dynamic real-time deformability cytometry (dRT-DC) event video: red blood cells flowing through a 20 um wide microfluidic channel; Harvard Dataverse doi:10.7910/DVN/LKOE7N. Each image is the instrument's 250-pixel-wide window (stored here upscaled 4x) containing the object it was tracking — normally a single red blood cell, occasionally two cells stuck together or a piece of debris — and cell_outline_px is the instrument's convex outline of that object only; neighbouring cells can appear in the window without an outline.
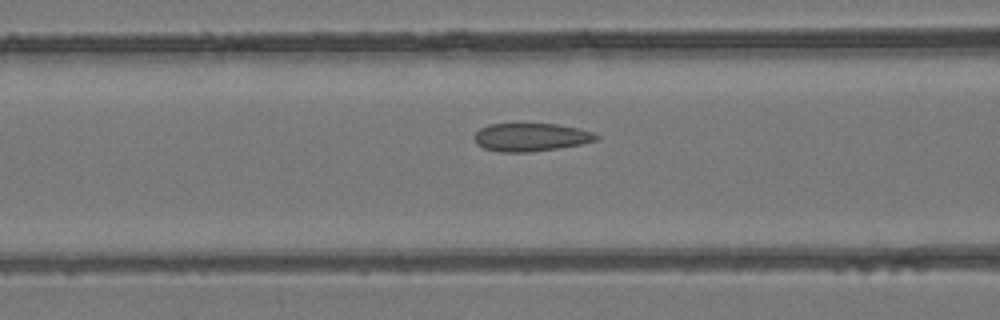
{"species": "common noctule bat (a hibernating species)", "species_latin": "Nyctalus noctula", "temperature_condition": "room temperature", "stored_images_in_passage": 28, "camera_frame_rate_fps": 3000, "um_per_image_px": 0.085, "animal": {"sex": "female", "body_mass_g": 24.6, "forearm_length_mm": 56.2}, "frame": {"image": 1, "passage_image": 9, "time_ms": 2.667, "image_size_px": [1000, 320], "cell_outline_px": [[600, 140], [560, 148], [528, 152], [500, 152], [484, 148], [476, 144], [472, 136], [480, 128], [488, 124], [556, 124], [576, 128], [592, 132], [600, 136]], "centroid_in_image_um": [45.1, 11.67], "position_along_channel_um": 121.5, "area_um2": 20.06}}
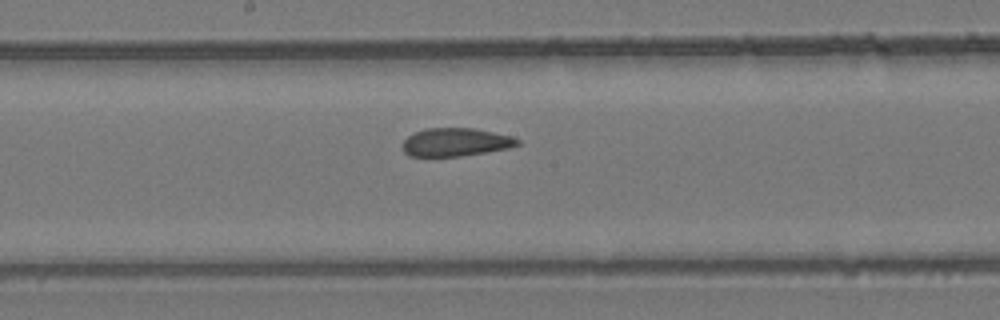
{"frame": {"image": 2, "passage_image": 15, "time_ms": 4.667, "image_size_px": [1000, 320], "cell_outline_px": [[520, 144], [508, 148], [460, 156], [408, 156], [404, 152], [404, 140], [408, 136], [424, 128], [476, 128], [512, 136], [520, 140]], "centroid_in_image_um": [38.75, 12.07], "position_along_channel_um": 209.5, "area_um2": 18.79}}
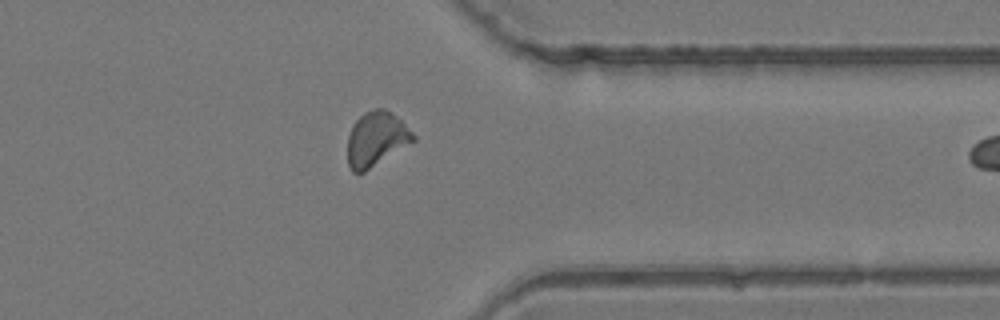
{"frame": {"image": 3, "passage_image": 27, "time_ms": 8.667, "image_size_px": [1000, 320], "cell_outline_px": [[416, 140], [364, 172], [352, 172], [348, 164], [348, 136], [352, 124], [364, 112], [372, 108], [384, 108], [400, 120], [416, 136]], "centroid_in_image_um": [31.96, 11.81], "position_along_channel_um": 379.4, "area_um2": 20.69}}